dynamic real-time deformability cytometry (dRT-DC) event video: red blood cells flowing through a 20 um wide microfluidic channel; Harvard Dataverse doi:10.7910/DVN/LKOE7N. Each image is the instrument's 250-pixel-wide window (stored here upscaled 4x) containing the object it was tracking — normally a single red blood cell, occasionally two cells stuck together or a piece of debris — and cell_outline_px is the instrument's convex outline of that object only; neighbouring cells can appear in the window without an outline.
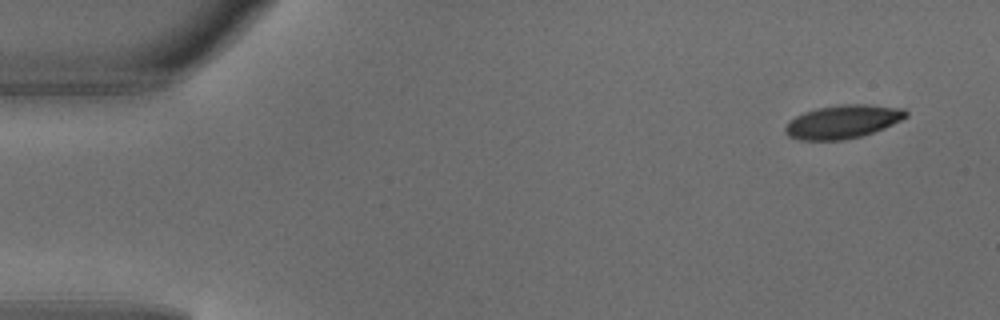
{"species": "common noctule bat (a hibernating species)", "species_latin": "Nyctalus noctula", "temperature_condition": "warm", "stored_images_in_passage": 5, "segment_of_instrument_passage": [1, 2], "camera_frame_rate_fps": 3000, "um_per_image_px": 0.085, "animal": {"sex": "male", "body_mass_g": 18.8}, "frame": {"image": 1, "passage_image": 1, "time_ms": 0.0, "image_size_px": [1000, 320], "cell_outline_px": [[908, 116], [884, 128], [860, 136], [844, 140], [800, 140], [788, 136], [784, 132], [784, 128], [788, 120], [804, 112], [816, 108], [840, 104], [872, 104], [904, 108], [908, 112]], "centroid_in_image_um": [71.62, 10.33], "position_along_channel_um": 13.4, "area_um2": 23.7}}
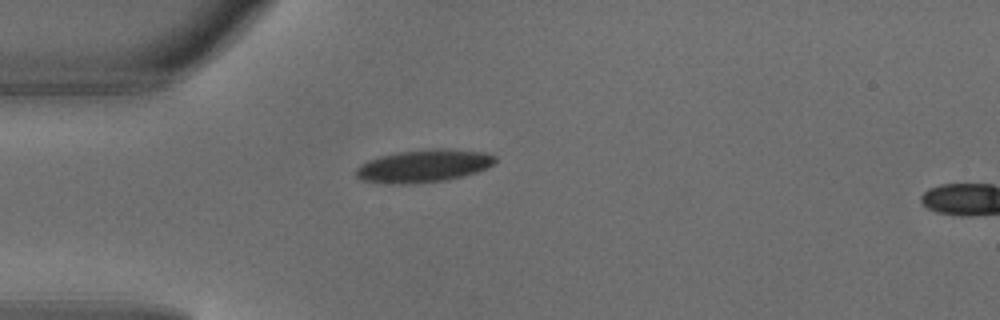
{"frame": {"image": 2, "passage_image": 4, "time_ms": 1.0, "image_size_px": [1000, 320], "cell_outline_px": [[496, 160], [488, 168], [464, 176], [444, 180], [416, 184], [392, 184], [360, 180], [356, 176], [356, 168], [360, 164], [368, 160], [380, 156], [400, 152], [436, 148], [448, 148], [488, 152], [496, 156]], "centroid_in_image_um": [36.03, 14.1], "position_along_channel_um": 49.0, "area_um2": 26.76}}